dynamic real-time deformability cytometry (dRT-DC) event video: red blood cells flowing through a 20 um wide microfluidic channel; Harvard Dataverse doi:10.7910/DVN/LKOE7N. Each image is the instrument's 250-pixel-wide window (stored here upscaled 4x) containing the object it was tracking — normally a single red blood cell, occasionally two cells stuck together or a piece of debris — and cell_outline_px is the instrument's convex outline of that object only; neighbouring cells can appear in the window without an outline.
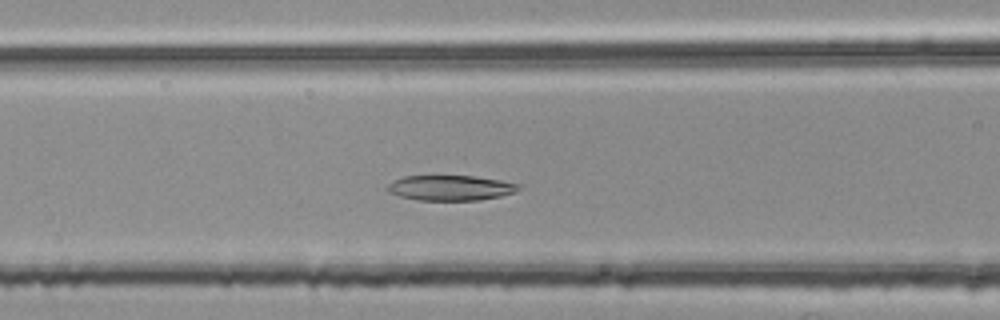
{"species": "common noctule bat (a hibernating species)", "species_latin": "Nyctalus noctula", "temperature_condition": "room temperature", "stored_images_in_passage": 45, "camera_frame_rate_fps": 3000, "um_per_image_px": 0.085, "animal": {"sex": "female", "body_mass_g": 25.1}, "frame": {"image": 1, "passage_image": 17, "time_ms": 5.333, "image_size_px": [1000, 320], "cell_outline_px": [[524, 184], [516, 192], [500, 196], [480, 200], [416, 200], [400, 196], [388, 192], [384, 188], [388, 184], [404, 176], [472, 176], [500, 180]], "centroid_in_image_um": [38.32, 15.97], "position_along_channel_um": 128.3, "area_um2": 19.36}}
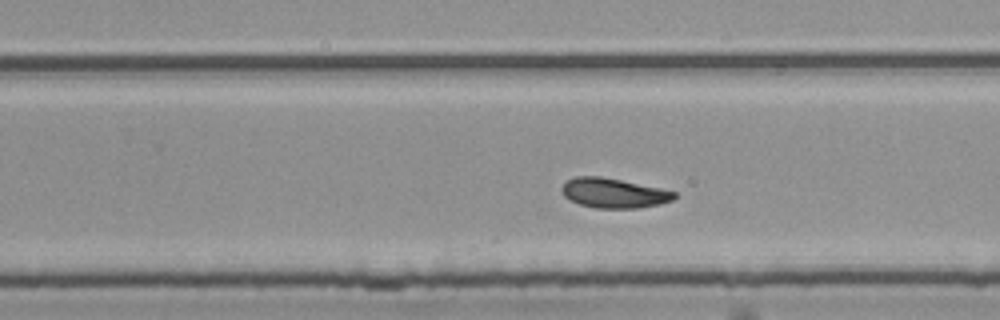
{"frame": {"image": 2, "passage_image": 29, "time_ms": 9.333, "image_size_px": [1000, 320], "cell_outline_px": [[676, 196], [672, 200], [660, 204], [636, 208], [596, 208], [580, 204], [564, 196], [560, 188], [568, 180], [576, 176], [600, 176], [660, 188], [676, 192]], "centroid_in_image_um": [52.16, 16.41], "position_along_channel_um": 277.6, "area_um2": 19.25}}
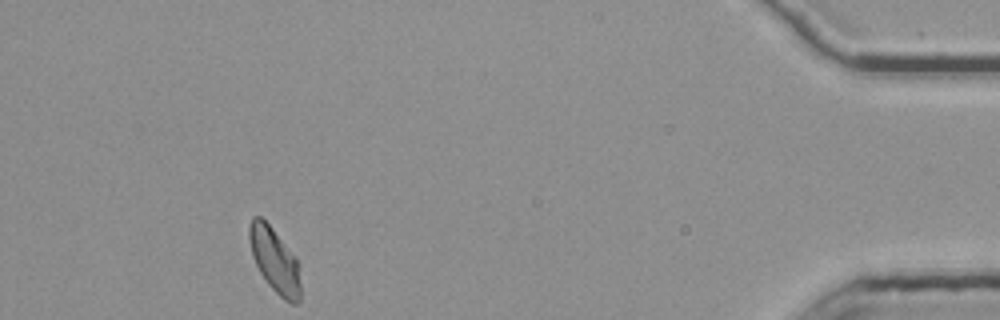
{"frame": {"image": 3, "passage_image": 45, "time_ms": 14.667, "image_size_px": [1000, 320], "cell_outline_px": [[300, 300], [296, 304], [292, 304], [284, 300], [268, 284], [260, 272], [252, 256], [248, 240], [248, 228], [252, 216], [260, 216], [272, 228], [296, 260], [300, 284]], "centroid_in_image_um": [23.3, 22.13], "position_along_channel_um": 411.9, "area_um2": 18.9}, "authors_computed_cell_mechanics": {"area_um2": 19.5942, "velocity_mm_per_s": 3.7419, "shape_relaxation_time_tau1_ms": null, "shape_relaxation_time_tau2_ms": 8.1835, "deformation_change_tau1": null, "deformation_change_tau2": 0.1316}}